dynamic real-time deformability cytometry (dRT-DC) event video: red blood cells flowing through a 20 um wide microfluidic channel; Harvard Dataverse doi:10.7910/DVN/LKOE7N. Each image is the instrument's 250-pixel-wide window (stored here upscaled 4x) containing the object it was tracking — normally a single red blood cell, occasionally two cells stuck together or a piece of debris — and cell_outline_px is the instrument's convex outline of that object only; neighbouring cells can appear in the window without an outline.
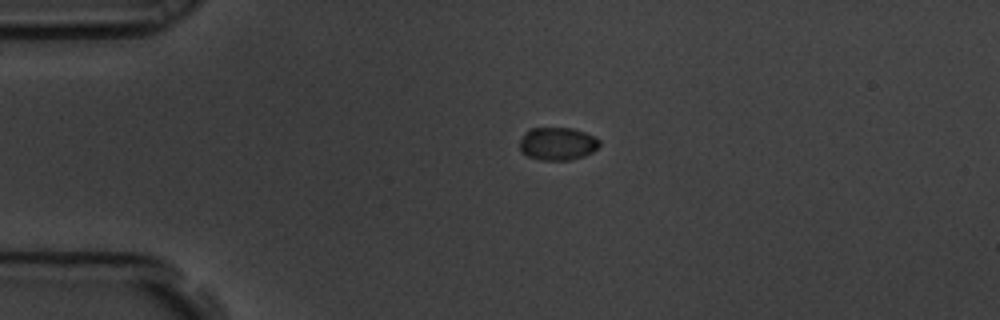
{"species": "common noctule bat (a hibernating species)", "species_latin": "Nyctalus noctula", "temperature_condition": "room temperature", "stored_images_in_passage": 2, "camera_frame_rate_fps": 3000, "um_per_image_px": 0.085, "animal": {"sex": "male", "body_mass_g": 19.5, "forearm_length_mm": 54.6}, "frame": {"image": 1, "passage_image": 1, "time_ms": 0.0, "image_size_px": [1000, 320], "cell_outline_px": [[600, 144], [592, 152], [584, 156], [568, 160], [540, 160], [528, 156], [520, 148], [520, 140], [532, 128], [572, 128], [584, 132], [600, 140]], "centroid_in_image_um": [47.41, 12.22], "position_along_channel_um": 37.6, "area_um2": 14.97}}